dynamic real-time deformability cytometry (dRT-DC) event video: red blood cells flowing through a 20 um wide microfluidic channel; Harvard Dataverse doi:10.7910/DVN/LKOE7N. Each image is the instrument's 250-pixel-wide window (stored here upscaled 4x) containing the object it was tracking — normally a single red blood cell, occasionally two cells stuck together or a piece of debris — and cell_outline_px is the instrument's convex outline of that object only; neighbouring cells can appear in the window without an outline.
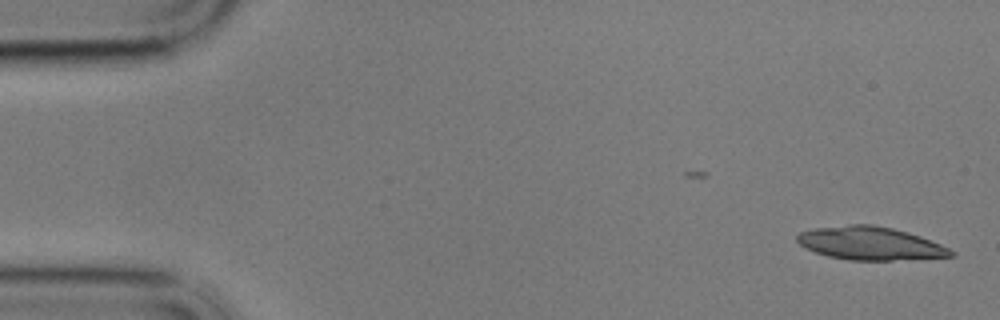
{"species": "common noctule bat (a hibernating species)", "species_latin": "Nyctalus noctula", "temperature_condition": "cold", "stored_images_in_passage": 43, "camera_frame_rate_fps": 3000, "um_per_image_px": 0.085, "animal": {"sex": "male", "body_mass_g": 17.9}, "frame": {"image": 1, "passage_image": 1, "time_ms": 0.0, "image_size_px": [1000, 320], "cell_outline_px": [[956, 256], [892, 260], [848, 260], [828, 256], [804, 248], [796, 240], [796, 236], [800, 232], [816, 228], [848, 224], [872, 224], [892, 228], [908, 232], [920, 236], [940, 244], [956, 252]], "centroid_in_image_um": [73.96, 20.68], "position_along_channel_um": 11.0, "area_um2": 29.71}}
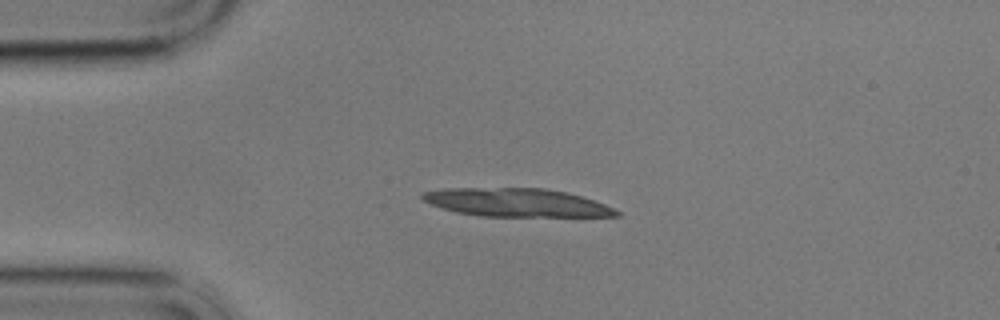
{"frame": {"image": 2, "passage_image": 12, "time_ms": 3.667, "image_size_px": [1000, 320], "cell_outline_px": [[620, 216], [480, 216], [456, 212], [432, 204], [424, 200], [420, 196], [420, 192], [444, 188], [544, 188], [568, 192], [604, 204], [620, 212]], "centroid_in_image_um": [43.87, 17.21], "position_along_channel_um": 41.1, "area_um2": 31.79}, "authors_computed_cell_mechanics": {"area_um2": 16.0684, "velocity_mm_per_s": 3.4143, "shape_relaxation_time_tau1_ms": 4.5905, "shape_relaxation_time_tau2_ms": null, "deformation_change_tau1": 0.16, "deformation_change_tau2": null}}